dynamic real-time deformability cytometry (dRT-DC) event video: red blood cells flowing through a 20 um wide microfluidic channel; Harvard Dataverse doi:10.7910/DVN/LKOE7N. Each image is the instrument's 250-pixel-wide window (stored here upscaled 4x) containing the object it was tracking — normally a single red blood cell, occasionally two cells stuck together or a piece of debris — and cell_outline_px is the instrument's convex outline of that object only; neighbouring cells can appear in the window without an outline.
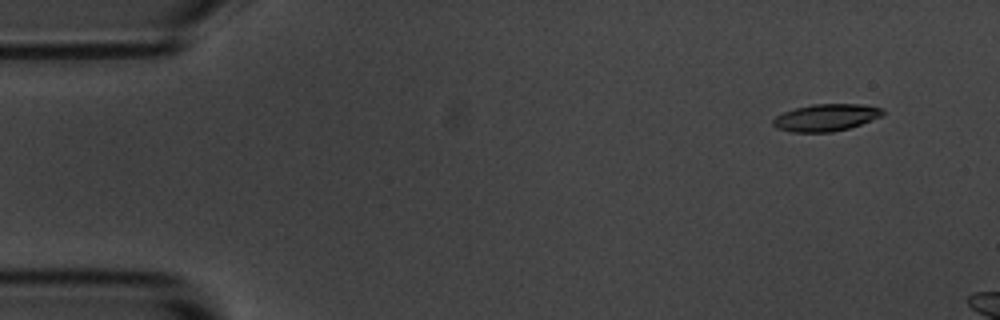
{"species": "common noctule bat (a hibernating species)", "species_latin": "Nyctalus noctula", "temperature_condition": "room temperature", "stored_images_in_passage": 4, "camera_frame_rate_fps": 3000, "um_per_image_px": 0.085, "animal": {"sex": "male", "body_mass_g": 20.1, "forearm_length_mm": 53.5}, "frame": {"image": 1, "passage_image": 2, "time_ms": 1.333, "image_size_px": [1000, 320], "cell_outline_px": [[884, 116], [848, 128], [832, 132], [792, 132], [776, 128], [772, 124], [772, 120], [776, 116], [784, 112], [796, 108], [812, 104], [860, 104], [884, 108]], "centroid_in_image_um": [70.22, 9.99], "position_along_channel_um": 14.8, "area_um2": 17.34}}